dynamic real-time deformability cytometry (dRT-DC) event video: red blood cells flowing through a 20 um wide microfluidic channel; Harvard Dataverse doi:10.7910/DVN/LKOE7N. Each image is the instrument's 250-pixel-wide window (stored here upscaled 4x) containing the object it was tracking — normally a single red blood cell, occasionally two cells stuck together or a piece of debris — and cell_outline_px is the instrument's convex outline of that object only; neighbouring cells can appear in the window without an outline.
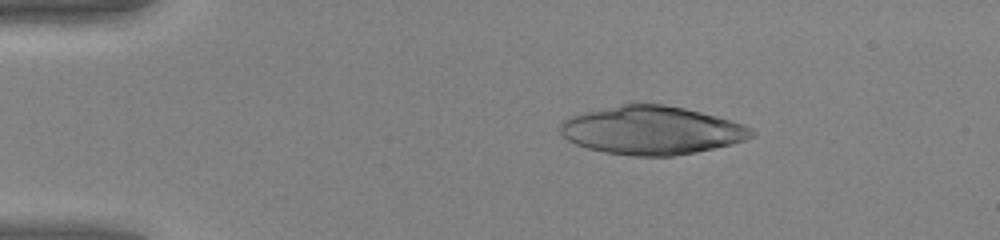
{"species": "human", "species_latin": "Homo sapiens", "temperature_condition": "warm", "stored_images_in_passage": 48, "camera_frame_rate_fps": 3000, "um_per_image_px": 0.085, "donor": {"sex": "female"}, "frame": {"image": 1, "passage_image": 9, "time_ms": 2.667, "image_size_px": [1000, 240], "cell_outline_px": [[756, 132], [752, 136], [744, 140], [732, 144], [696, 152], [672, 156], [632, 156], [604, 152], [588, 148], [576, 144], [568, 140], [556, 128], [564, 120], [572, 116], [584, 112], [620, 104], [664, 104], [684, 108], [732, 120], [744, 124], [752, 128]], "centroid_in_image_um": [55.39, 11.08], "position_along_channel_um": 29.6, "area_um2": 53.93}}
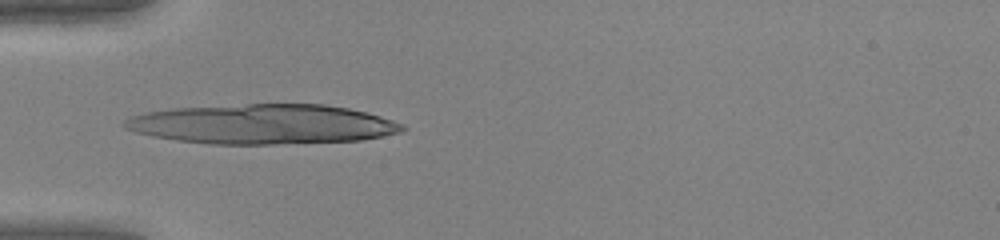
{"frame": {"image": 2, "passage_image": 16, "time_ms": 5.0, "image_size_px": [1000, 240], "cell_outline_px": [[408, 128], [400, 132], [360, 140], [276, 144], [208, 144], [176, 140], [152, 136], [136, 132], [124, 128], [120, 124], [128, 116], [148, 112], [172, 108], [248, 104], [324, 104], [348, 108], [380, 116], [404, 124]], "centroid_in_image_um": [22.28, 10.55], "position_along_channel_um": 62.7, "area_um2": 64.39}}